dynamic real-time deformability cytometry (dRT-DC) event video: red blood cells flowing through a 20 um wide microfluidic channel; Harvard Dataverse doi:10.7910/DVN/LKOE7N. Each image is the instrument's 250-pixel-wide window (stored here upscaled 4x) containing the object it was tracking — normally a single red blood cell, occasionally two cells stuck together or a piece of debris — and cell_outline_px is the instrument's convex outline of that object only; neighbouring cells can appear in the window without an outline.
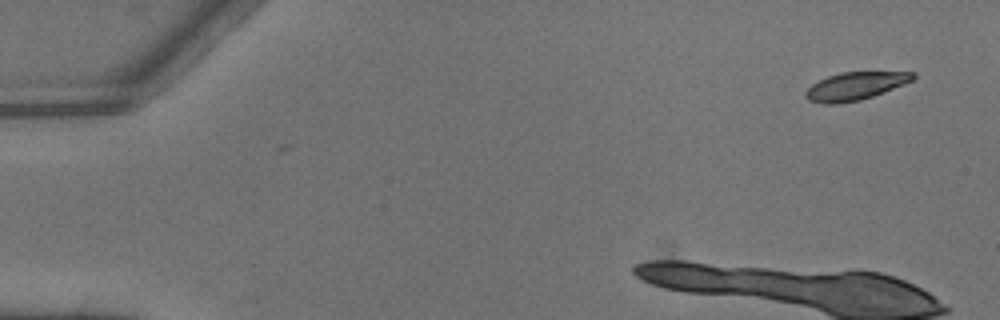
{"species": "common noctule bat (a hibernating species)", "species_latin": "Nyctalus noctula", "temperature_condition": "warm", "stored_images_in_passage": 4, "camera_frame_rate_fps": 3000, "um_per_image_px": 0.085, "animal": {"sex": "male", "body_mass_g": 13.3}, "frame": {"image": 1, "passage_image": 1, "time_ms": 0.0, "image_size_px": [1000, 320], "cell_outline_px": [[916, 76], [912, 80], [904, 84], [884, 92], [860, 100], [836, 104], [824, 104], [808, 100], [804, 96], [804, 92], [812, 84], [828, 76], [840, 72], [916, 72]], "centroid_in_image_um": [72.67, 7.32], "position_along_channel_um": 12.3, "area_um2": 17.4}}